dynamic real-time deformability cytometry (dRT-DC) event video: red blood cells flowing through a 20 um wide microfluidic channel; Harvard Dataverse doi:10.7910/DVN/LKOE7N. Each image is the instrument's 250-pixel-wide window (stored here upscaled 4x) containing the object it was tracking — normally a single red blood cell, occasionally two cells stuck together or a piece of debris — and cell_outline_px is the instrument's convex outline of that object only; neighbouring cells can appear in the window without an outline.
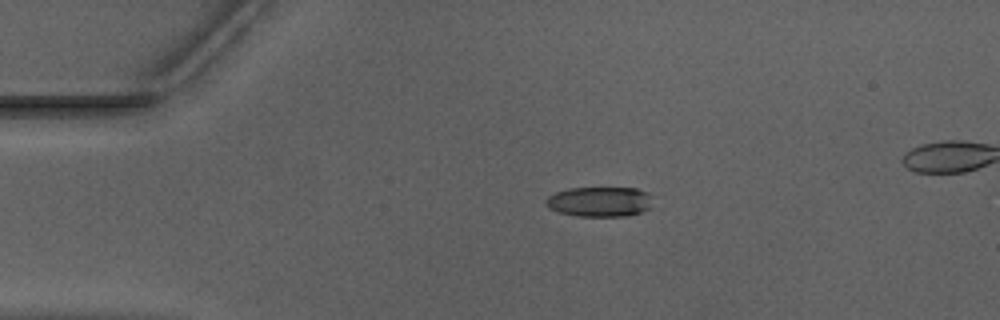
{"species": "Egyptian fruit bat (a non-hibernating species)", "species_latin": "Rousettus aegyptiacus", "temperature_condition": "warm", "stored_images_in_passage": 41, "camera_frame_rate_fps": 3000, "um_per_image_px": 0.085, "animal": {"sex": "male"}, "frame": {"image": 1, "passage_image": 1, "time_ms": 0.0, "image_size_px": [1000, 320], "cell_outline_px": [[652, 208], [628, 216], [576, 216], [560, 212], [548, 208], [544, 204], [544, 200], [548, 196], [556, 192], [568, 188], [636, 188], [648, 192]], "centroid_in_image_um": [50.95, 17.14], "position_along_channel_um": 34.1, "area_um2": 18.79}}
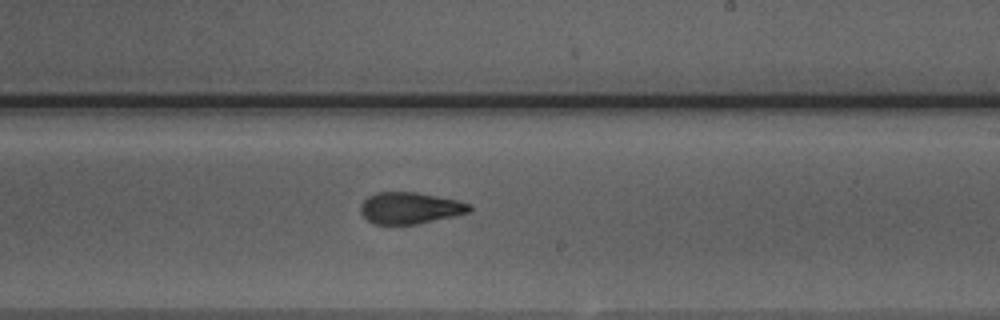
{"frame": {"image": 2, "passage_image": 21, "time_ms": 6.667, "image_size_px": [1000, 320], "cell_outline_px": [[472, 212], [416, 224], [372, 224], [360, 212], [360, 204], [368, 196], [376, 192], [416, 192], [460, 200], [468, 204], [472, 208]], "centroid_in_image_um": [34.85, 17.67], "position_along_channel_um": 254.2, "area_um2": 20.11}}
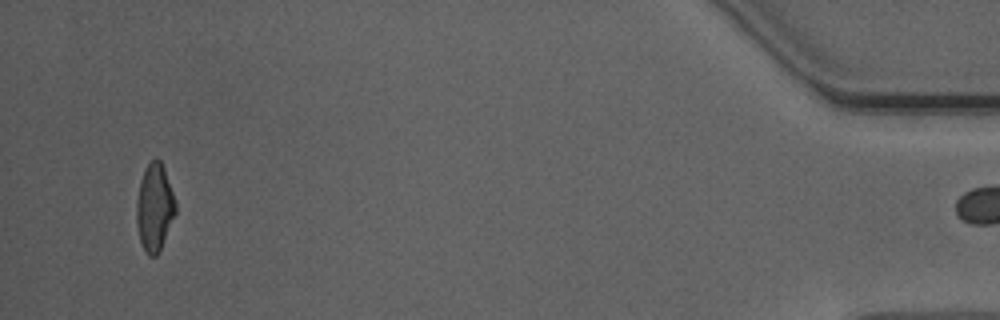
{"frame": {"image": 3, "passage_image": 40, "time_ms": 13.0, "image_size_px": [1000, 320], "cell_outline_px": [[176, 212], [160, 248], [156, 256], [148, 256], [140, 244], [136, 224], [136, 204], [140, 180], [148, 164], [156, 156], [160, 160], [164, 168], [176, 200]], "centroid_in_image_um": [13.12, 17.63], "position_along_channel_um": 422.1, "area_um2": 19.88}, "authors_computed_cell_mechanics": {"area_um2": 20.4034, "velocity_mm_per_s": 3.9702, "shape_relaxation_time_tau1_ms": 4.8437, "shape_relaxation_time_tau2_ms": 1.761, "deformation_change_tau1": 0.205, "deformation_change_tau2": 0.1074}}